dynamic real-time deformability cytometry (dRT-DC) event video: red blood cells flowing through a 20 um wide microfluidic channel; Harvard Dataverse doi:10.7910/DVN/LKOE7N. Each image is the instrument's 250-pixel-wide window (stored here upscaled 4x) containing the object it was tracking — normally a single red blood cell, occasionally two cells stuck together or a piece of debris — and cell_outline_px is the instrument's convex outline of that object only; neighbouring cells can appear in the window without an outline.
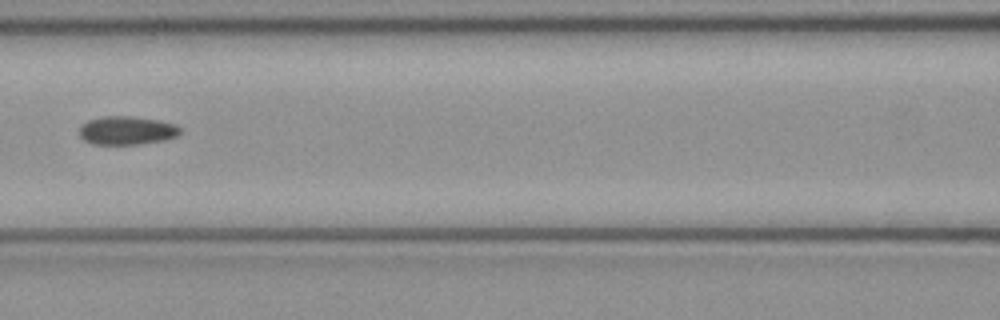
{"species": "common noctule bat (a hibernating species)", "species_latin": "Nyctalus noctula", "temperature_condition": "cold", "stored_images_in_passage": 7, "camera_frame_rate_fps": 3000, "um_per_image_px": 0.085, "animal": {"sex": "female", "body_mass_g": 21.9}, "frame": {"image": 1, "passage_image": 6, "time_ms": 1.667, "image_size_px": [1000, 320], "cell_outline_px": [[180, 132], [176, 136], [164, 140], [140, 144], [92, 144], [84, 140], [80, 136], [80, 128], [88, 120], [104, 116], [132, 116], [160, 120], [176, 124], [180, 128]], "centroid_in_image_um": [10.8, 11.08], "position_along_channel_um": 155.8, "area_um2": 16.7}}
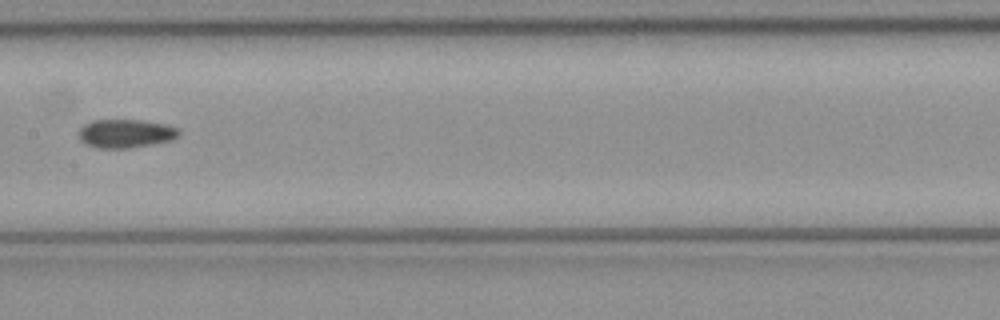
{"frame": {"image": 2, "passage_image": 7, "time_ms": 2.0, "image_size_px": [1000, 320], "cell_outline_px": [[180, 132], [172, 140], [128, 148], [96, 148], [84, 144], [80, 140], [80, 128], [84, 124], [92, 120], [144, 120], [168, 124], [180, 128]], "centroid_in_image_um": [10.69, 11.34], "position_along_channel_um": 196.7, "area_um2": 16.76}}